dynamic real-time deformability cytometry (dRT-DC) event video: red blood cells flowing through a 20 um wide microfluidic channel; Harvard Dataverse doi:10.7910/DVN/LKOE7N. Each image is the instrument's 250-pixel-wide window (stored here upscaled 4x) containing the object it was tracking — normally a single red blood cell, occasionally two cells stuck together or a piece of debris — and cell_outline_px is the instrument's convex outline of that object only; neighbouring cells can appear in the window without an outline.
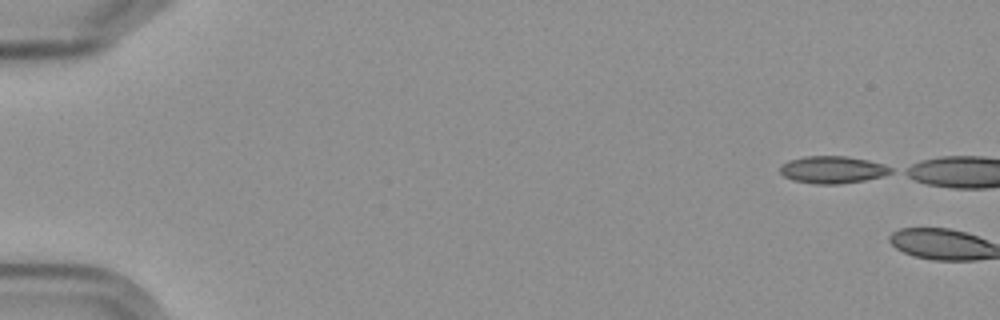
{"species": "Egyptian fruit bat (a non-hibernating species)", "species_latin": "Rousettus aegyptiacus", "temperature_condition": "cold", "stored_images_in_passage": 2, "camera_frame_rate_fps": 3000, "um_per_image_px": 0.085, "frame": {"image": 1, "passage_image": 1, "time_ms": 0.0, "image_size_px": [1000, 320], "cell_outline_px": [[892, 172], [880, 176], [864, 180], [840, 184], [812, 184], [792, 180], [784, 176], [780, 172], [780, 164], [788, 160], [804, 156], [844, 156], [868, 160], [884, 164], [892, 168]], "centroid_in_image_um": [70.71, 14.42], "position_along_channel_um": 14.3, "area_um2": 17.63}}